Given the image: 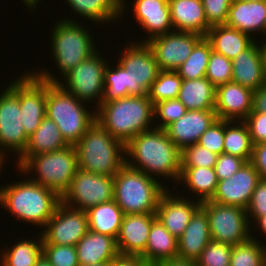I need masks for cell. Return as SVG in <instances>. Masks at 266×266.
I'll list each match as a JSON object with an SVG mask.
<instances>
[{"label":"cell","instance_id":"1","mask_svg":"<svg viewBox=\"0 0 266 266\" xmlns=\"http://www.w3.org/2000/svg\"><path fill=\"white\" fill-rule=\"evenodd\" d=\"M125 163L157 180L164 177L177 184L181 175V150L164 129L153 127L125 145Z\"/></svg>","mask_w":266,"mask_h":266},{"label":"cell","instance_id":"2","mask_svg":"<svg viewBox=\"0 0 266 266\" xmlns=\"http://www.w3.org/2000/svg\"><path fill=\"white\" fill-rule=\"evenodd\" d=\"M95 110L96 121L124 145L138 134L155 127L154 104L148 95H129L102 102Z\"/></svg>","mask_w":266,"mask_h":266},{"label":"cell","instance_id":"3","mask_svg":"<svg viewBox=\"0 0 266 266\" xmlns=\"http://www.w3.org/2000/svg\"><path fill=\"white\" fill-rule=\"evenodd\" d=\"M25 177L20 182L0 187V205L19 221L42 229L54 215L61 197L48 187Z\"/></svg>","mask_w":266,"mask_h":266},{"label":"cell","instance_id":"4","mask_svg":"<svg viewBox=\"0 0 266 266\" xmlns=\"http://www.w3.org/2000/svg\"><path fill=\"white\" fill-rule=\"evenodd\" d=\"M166 187L162 181L125 163L114 176L113 200L124 215L156 213Z\"/></svg>","mask_w":266,"mask_h":266},{"label":"cell","instance_id":"5","mask_svg":"<svg viewBox=\"0 0 266 266\" xmlns=\"http://www.w3.org/2000/svg\"><path fill=\"white\" fill-rule=\"evenodd\" d=\"M74 147L78 168L84 171L114 177L125 164V145L97 121Z\"/></svg>","mask_w":266,"mask_h":266},{"label":"cell","instance_id":"6","mask_svg":"<svg viewBox=\"0 0 266 266\" xmlns=\"http://www.w3.org/2000/svg\"><path fill=\"white\" fill-rule=\"evenodd\" d=\"M62 88L46 82V116L53 120L65 141L75 145L96 121V110Z\"/></svg>","mask_w":266,"mask_h":266},{"label":"cell","instance_id":"7","mask_svg":"<svg viewBox=\"0 0 266 266\" xmlns=\"http://www.w3.org/2000/svg\"><path fill=\"white\" fill-rule=\"evenodd\" d=\"M63 18L61 20L59 18L50 31L52 52L50 57L54 58L61 78L98 49L93 42L92 31L87 30L89 27L71 17L63 16Z\"/></svg>","mask_w":266,"mask_h":266},{"label":"cell","instance_id":"8","mask_svg":"<svg viewBox=\"0 0 266 266\" xmlns=\"http://www.w3.org/2000/svg\"><path fill=\"white\" fill-rule=\"evenodd\" d=\"M99 52L101 51L97 50L93 55L70 70L63 76L64 78L61 79V81L64 80L63 82H61L60 78L56 77L50 69L48 72L44 68L42 71L40 69L37 72L32 69L30 72L47 83H58L62 88L79 100L86 103L89 102L88 105H90L91 102H96V105L93 106V109H96L102 103L105 69L108 65V62L102 58L103 56L102 54L100 55Z\"/></svg>","mask_w":266,"mask_h":266},{"label":"cell","instance_id":"9","mask_svg":"<svg viewBox=\"0 0 266 266\" xmlns=\"http://www.w3.org/2000/svg\"><path fill=\"white\" fill-rule=\"evenodd\" d=\"M18 169L23 176L35 172L36 175L32 174L33 177L29 178L31 181L48 187L62 197L78 170L77 152L74 145H68L57 151L30 156Z\"/></svg>","mask_w":266,"mask_h":266},{"label":"cell","instance_id":"10","mask_svg":"<svg viewBox=\"0 0 266 266\" xmlns=\"http://www.w3.org/2000/svg\"><path fill=\"white\" fill-rule=\"evenodd\" d=\"M28 139L22 124L19 75L0 93V157L6 162V155L15 151L18 158Z\"/></svg>","mask_w":266,"mask_h":266},{"label":"cell","instance_id":"11","mask_svg":"<svg viewBox=\"0 0 266 266\" xmlns=\"http://www.w3.org/2000/svg\"><path fill=\"white\" fill-rule=\"evenodd\" d=\"M201 208L206 212L210 237L212 241L237 245L251 237L252 229L248 222L247 211L244 208L223 205L213 201L201 203Z\"/></svg>","mask_w":266,"mask_h":266},{"label":"cell","instance_id":"12","mask_svg":"<svg viewBox=\"0 0 266 266\" xmlns=\"http://www.w3.org/2000/svg\"><path fill=\"white\" fill-rule=\"evenodd\" d=\"M118 56L119 63L128 72V96H146L159 73V66L146 42L127 43Z\"/></svg>","mask_w":266,"mask_h":266},{"label":"cell","instance_id":"13","mask_svg":"<svg viewBox=\"0 0 266 266\" xmlns=\"http://www.w3.org/2000/svg\"><path fill=\"white\" fill-rule=\"evenodd\" d=\"M113 198L114 177L94 174L78 168L61 201L69 207L87 211L100 203L112 201Z\"/></svg>","mask_w":266,"mask_h":266},{"label":"cell","instance_id":"14","mask_svg":"<svg viewBox=\"0 0 266 266\" xmlns=\"http://www.w3.org/2000/svg\"><path fill=\"white\" fill-rule=\"evenodd\" d=\"M88 230L86 211L69 207L61 201L40 233L43 244L76 246Z\"/></svg>","mask_w":266,"mask_h":266},{"label":"cell","instance_id":"15","mask_svg":"<svg viewBox=\"0 0 266 266\" xmlns=\"http://www.w3.org/2000/svg\"><path fill=\"white\" fill-rule=\"evenodd\" d=\"M203 38L196 33L173 30L155 36L146 43L154 54L159 70L176 71Z\"/></svg>","mask_w":266,"mask_h":266},{"label":"cell","instance_id":"16","mask_svg":"<svg viewBox=\"0 0 266 266\" xmlns=\"http://www.w3.org/2000/svg\"><path fill=\"white\" fill-rule=\"evenodd\" d=\"M20 75V108L25 133L30 137L46 116V82L29 72Z\"/></svg>","mask_w":266,"mask_h":266},{"label":"cell","instance_id":"17","mask_svg":"<svg viewBox=\"0 0 266 266\" xmlns=\"http://www.w3.org/2000/svg\"><path fill=\"white\" fill-rule=\"evenodd\" d=\"M260 179L255 167L246 162L230 178L218 182L216 192L210 201L247 209Z\"/></svg>","mask_w":266,"mask_h":266},{"label":"cell","instance_id":"18","mask_svg":"<svg viewBox=\"0 0 266 266\" xmlns=\"http://www.w3.org/2000/svg\"><path fill=\"white\" fill-rule=\"evenodd\" d=\"M173 193L169 188L162 194L156 217L164 227L178 239L190 223L191 217L201 207V202ZM189 199V200H188Z\"/></svg>","mask_w":266,"mask_h":266},{"label":"cell","instance_id":"19","mask_svg":"<svg viewBox=\"0 0 266 266\" xmlns=\"http://www.w3.org/2000/svg\"><path fill=\"white\" fill-rule=\"evenodd\" d=\"M253 92L233 81L218 86L214 109L217 118L243 121L252 111Z\"/></svg>","mask_w":266,"mask_h":266},{"label":"cell","instance_id":"20","mask_svg":"<svg viewBox=\"0 0 266 266\" xmlns=\"http://www.w3.org/2000/svg\"><path fill=\"white\" fill-rule=\"evenodd\" d=\"M132 5L135 21L149 35L142 38V41L139 39L133 41L146 42L155 36L174 30L168 0H134Z\"/></svg>","mask_w":266,"mask_h":266},{"label":"cell","instance_id":"21","mask_svg":"<svg viewBox=\"0 0 266 266\" xmlns=\"http://www.w3.org/2000/svg\"><path fill=\"white\" fill-rule=\"evenodd\" d=\"M155 213L124 215L116 238L120 255L141 256L146 249Z\"/></svg>","mask_w":266,"mask_h":266},{"label":"cell","instance_id":"22","mask_svg":"<svg viewBox=\"0 0 266 266\" xmlns=\"http://www.w3.org/2000/svg\"><path fill=\"white\" fill-rule=\"evenodd\" d=\"M214 110H187L165 131L169 138L182 151L185 147L198 142L200 136L217 120Z\"/></svg>","mask_w":266,"mask_h":266},{"label":"cell","instance_id":"23","mask_svg":"<svg viewBox=\"0 0 266 266\" xmlns=\"http://www.w3.org/2000/svg\"><path fill=\"white\" fill-rule=\"evenodd\" d=\"M225 25L254 36L266 35V1L232 0ZM258 32V33H257Z\"/></svg>","mask_w":266,"mask_h":266},{"label":"cell","instance_id":"24","mask_svg":"<svg viewBox=\"0 0 266 266\" xmlns=\"http://www.w3.org/2000/svg\"><path fill=\"white\" fill-rule=\"evenodd\" d=\"M177 241V259L196 262L211 241L209 220L201 207L191 217L190 223Z\"/></svg>","mask_w":266,"mask_h":266},{"label":"cell","instance_id":"25","mask_svg":"<svg viewBox=\"0 0 266 266\" xmlns=\"http://www.w3.org/2000/svg\"><path fill=\"white\" fill-rule=\"evenodd\" d=\"M232 81L257 90L266 82L258 40L253 42L232 60Z\"/></svg>","mask_w":266,"mask_h":266},{"label":"cell","instance_id":"26","mask_svg":"<svg viewBox=\"0 0 266 266\" xmlns=\"http://www.w3.org/2000/svg\"><path fill=\"white\" fill-rule=\"evenodd\" d=\"M168 3L175 31L206 35L211 26L207 22L202 0H168Z\"/></svg>","mask_w":266,"mask_h":266},{"label":"cell","instance_id":"27","mask_svg":"<svg viewBox=\"0 0 266 266\" xmlns=\"http://www.w3.org/2000/svg\"><path fill=\"white\" fill-rule=\"evenodd\" d=\"M78 263L88 264L111 263L118 257L116 238L88 230L76 244Z\"/></svg>","mask_w":266,"mask_h":266},{"label":"cell","instance_id":"28","mask_svg":"<svg viewBox=\"0 0 266 266\" xmlns=\"http://www.w3.org/2000/svg\"><path fill=\"white\" fill-rule=\"evenodd\" d=\"M68 145L57 124L45 116L40 126L29 137L27 146L24 152L17 158L15 167H17L18 170L30 156L57 151Z\"/></svg>","mask_w":266,"mask_h":266},{"label":"cell","instance_id":"29","mask_svg":"<svg viewBox=\"0 0 266 266\" xmlns=\"http://www.w3.org/2000/svg\"><path fill=\"white\" fill-rule=\"evenodd\" d=\"M204 37L212 51L231 60L256 41L251 35L225 24L211 26Z\"/></svg>","mask_w":266,"mask_h":266},{"label":"cell","instance_id":"30","mask_svg":"<svg viewBox=\"0 0 266 266\" xmlns=\"http://www.w3.org/2000/svg\"><path fill=\"white\" fill-rule=\"evenodd\" d=\"M178 241L155 217L152 220L145 252L140 256L150 266L160 262L177 259Z\"/></svg>","mask_w":266,"mask_h":266},{"label":"cell","instance_id":"31","mask_svg":"<svg viewBox=\"0 0 266 266\" xmlns=\"http://www.w3.org/2000/svg\"><path fill=\"white\" fill-rule=\"evenodd\" d=\"M187 110H214L216 87L206 77L182 81L177 97Z\"/></svg>","mask_w":266,"mask_h":266},{"label":"cell","instance_id":"32","mask_svg":"<svg viewBox=\"0 0 266 266\" xmlns=\"http://www.w3.org/2000/svg\"><path fill=\"white\" fill-rule=\"evenodd\" d=\"M69 9L76 12L78 17L86 18L91 23L111 24L119 18L121 19V3L118 0H65Z\"/></svg>","mask_w":266,"mask_h":266},{"label":"cell","instance_id":"33","mask_svg":"<svg viewBox=\"0 0 266 266\" xmlns=\"http://www.w3.org/2000/svg\"><path fill=\"white\" fill-rule=\"evenodd\" d=\"M86 214L89 230L117 238L124 213L114 200L91 207Z\"/></svg>","mask_w":266,"mask_h":266},{"label":"cell","instance_id":"34","mask_svg":"<svg viewBox=\"0 0 266 266\" xmlns=\"http://www.w3.org/2000/svg\"><path fill=\"white\" fill-rule=\"evenodd\" d=\"M218 182L214 168L195 167L181 168L178 184L185 185L186 190L188 188L190 192L192 191L191 196H197L195 199L202 203L213 198Z\"/></svg>","mask_w":266,"mask_h":266},{"label":"cell","instance_id":"35","mask_svg":"<svg viewBox=\"0 0 266 266\" xmlns=\"http://www.w3.org/2000/svg\"><path fill=\"white\" fill-rule=\"evenodd\" d=\"M37 238L36 240L22 238L10 246L11 248L8 246L3 248L0 266H35L42 256L43 247L42 234Z\"/></svg>","mask_w":266,"mask_h":266},{"label":"cell","instance_id":"36","mask_svg":"<svg viewBox=\"0 0 266 266\" xmlns=\"http://www.w3.org/2000/svg\"><path fill=\"white\" fill-rule=\"evenodd\" d=\"M253 143L248 126L244 121L224 120V150L223 153L238 156L250 162Z\"/></svg>","mask_w":266,"mask_h":266},{"label":"cell","instance_id":"37","mask_svg":"<svg viewBox=\"0 0 266 266\" xmlns=\"http://www.w3.org/2000/svg\"><path fill=\"white\" fill-rule=\"evenodd\" d=\"M252 234L245 242L232 245L229 266H265L266 246Z\"/></svg>","mask_w":266,"mask_h":266},{"label":"cell","instance_id":"38","mask_svg":"<svg viewBox=\"0 0 266 266\" xmlns=\"http://www.w3.org/2000/svg\"><path fill=\"white\" fill-rule=\"evenodd\" d=\"M211 51V45L204 37L176 72L184 80L205 77Z\"/></svg>","mask_w":266,"mask_h":266},{"label":"cell","instance_id":"39","mask_svg":"<svg viewBox=\"0 0 266 266\" xmlns=\"http://www.w3.org/2000/svg\"><path fill=\"white\" fill-rule=\"evenodd\" d=\"M183 79L176 71L160 70L156 80L147 92L153 104L160 101L177 99Z\"/></svg>","mask_w":266,"mask_h":266},{"label":"cell","instance_id":"40","mask_svg":"<svg viewBox=\"0 0 266 266\" xmlns=\"http://www.w3.org/2000/svg\"><path fill=\"white\" fill-rule=\"evenodd\" d=\"M116 65L113 67L108 64L105 69L102 102H109L128 96V72L119 63Z\"/></svg>","mask_w":266,"mask_h":266},{"label":"cell","instance_id":"41","mask_svg":"<svg viewBox=\"0 0 266 266\" xmlns=\"http://www.w3.org/2000/svg\"><path fill=\"white\" fill-rule=\"evenodd\" d=\"M232 61L224 55L211 51L206 70V78L217 88L232 81Z\"/></svg>","mask_w":266,"mask_h":266},{"label":"cell","instance_id":"42","mask_svg":"<svg viewBox=\"0 0 266 266\" xmlns=\"http://www.w3.org/2000/svg\"><path fill=\"white\" fill-rule=\"evenodd\" d=\"M218 155L195 143L181 151V168H214Z\"/></svg>","mask_w":266,"mask_h":266},{"label":"cell","instance_id":"43","mask_svg":"<svg viewBox=\"0 0 266 266\" xmlns=\"http://www.w3.org/2000/svg\"><path fill=\"white\" fill-rule=\"evenodd\" d=\"M232 245L210 241L196 260L197 266H229Z\"/></svg>","mask_w":266,"mask_h":266},{"label":"cell","instance_id":"44","mask_svg":"<svg viewBox=\"0 0 266 266\" xmlns=\"http://www.w3.org/2000/svg\"><path fill=\"white\" fill-rule=\"evenodd\" d=\"M186 111L184 104L178 99L160 101L154 104V117H156L154 119L157 120L154 126L165 130L171 123L181 118Z\"/></svg>","mask_w":266,"mask_h":266},{"label":"cell","instance_id":"45","mask_svg":"<svg viewBox=\"0 0 266 266\" xmlns=\"http://www.w3.org/2000/svg\"><path fill=\"white\" fill-rule=\"evenodd\" d=\"M42 255L52 266H80L76 246L43 244Z\"/></svg>","mask_w":266,"mask_h":266},{"label":"cell","instance_id":"46","mask_svg":"<svg viewBox=\"0 0 266 266\" xmlns=\"http://www.w3.org/2000/svg\"><path fill=\"white\" fill-rule=\"evenodd\" d=\"M197 144L220 155L224 150V120L217 119L200 136Z\"/></svg>","mask_w":266,"mask_h":266},{"label":"cell","instance_id":"47","mask_svg":"<svg viewBox=\"0 0 266 266\" xmlns=\"http://www.w3.org/2000/svg\"><path fill=\"white\" fill-rule=\"evenodd\" d=\"M202 3L210 26L226 23L232 0H202Z\"/></svg>","mask_w":266,"mask_h":266},{"label":"cell","instance_id":"48","mask_svg":"<svg viewBox=\"0 0 266 266\" xmlns=\"http://www.w3.org/2000/svg\"><path fill=\"white\" fill-rule=\"evenodd\" d=\"M246 211L250 226L252 221L266 214V179L261 178L257 183Z\"/></svg>","mask_w":266,"mask_h":266},{"label":"cell","instance_id":"49","mask_svg":"<svg viewBox=\"0 0 266 266\" xmlns=\"http://www.w3.org/2000/svg\"><path fill=\"white\" fill-rule=\"evenodd\" d=\"M246 161L238 156L222 153L218 155L214 166L219 181L230 178Z\"/></svg>","mask_w":266,"mask_h":266},{"label":"cell","instance_id":"50","mask_svg":"<svg viewBox=\"0 0 266 266\" xmlns=\"http://www.w3.org/2000/svg\"><path fill=\"white\" fill-rule=\"evenodd\" d=\"M243 121L248 126L253 145L266 144V113L250 112Z\"/></svg>","mask_w":266,"mask_h":266},{"label":"cell","instance_id":"51","mask_svg":"<svg viewBox=\"0 0 266 266\" xmlns=\"http://www.w3.org/2000/svg\"><path fill=\"white\" fill-rule=\"evenodd\" d=\"M250 163L259 172L262 179H266V144L258 143L253 145Z\"/></svg>","mask_w":266,"mask_h":266},{"label":"cell","instance_id":"52","mask_svg":"<svg viewBox=\"0 0 266 266\" xmlns=\"http://www.w3.org/2000/svg\"><path fill=\"white\" fill-rule=\"evenodd\" d=\"M251 112L266 113V82L253 92Z\"/></svg>","mask_w":266,"mask_h":266},{"label":"cell","instance_id":"53","mask_svg":"<svg viewBox=\"0 0 266 266\" xmlns=\"http://www.w3.org/2000/svg\"><path fill=\"white\" fill-rule=\"evenodd\" d=\"M110 266H150L140 256L119 255L111 263Z\"/></svg>","mask_w":266,"mask_h":266},{"label":"cell","instance_id":"54","mask_svg":"<svg viewBox=\"0 0 266 266\" xmlns=\"http://www.w3.org/2000/svg\"><path fill=\"white\" fill-rule=\"evenodd\" d=\"M151 266H197L196 262L181 259H172L167 261H160Z\"/></svg>","mask_w":266,"mask_h":266},{"label":"cell","instance_id":"55","mask_svg":"<svg viewBox=\"0 0 266 266\" xmlns=\"http://www.w3.org/2000/svg\"><path fill=\"white\" fill-rule=\"evenodd\" d=\"M262 41L263 42L260 41L258 45H259V50H260V53H261L264 74L266 76V38L264 37V39Z\"/></svg>","mask_w":266,"mask_h":266},{"label":"cell","instance_id":"56","mask_svg":"<svg viewBox=\"0 0 266 266\" xmlns=\"http://www.w3.org/2000/svg\"><path fill=\"white\" fill-rule=\"evenodd\" d=\"M254 221L255 222H252L253 224L256 223L254 226H257L260 231L262 230L263 236H266V214L256 218Z\"/></svg>","mask_w":266,"mask_h":266},{"label":"cell","instance_id":"57","mask_svg":"<svg viewBox=\"0 0 266 266\" xmlns=\"http://www.w3.org/2000/svg\"><path fill=\"white\" fill-rule=\"evenodd\" d=\"M23 4H25L24 6H26L29 11L32 13L33 10L38 7L39 3L41 2V0H22Z\"/></svg>","mask_w":266,"mask_h":266},{"label":"cell","instance_id":"58","mask_svg":"<svg viewBox=\"0 0 266 266\" xmlns=\"http://www.w3.org/2000/svg\"><path fill=\"white\" fill-rule=\"evenodd\" d=\"M35 266H52L42 255L41 258L38 260V262L35 264Z\"/></svg>","mask_w":266,"mask_h":266},{"label":"cell","instance_id":"59","mask_svg":"<svg viewBox=\"0 0 266 266\" xmlns=\"http://www.w3.org/2000/svg\"><path fill=\"white\" fill-rule=\"evenodd\" d=\"M118 1L121 3V18H122V15L125 14L124 11H126V9H127L126 8L127 0L126 1L125 0H118Z\"/></svg>","mask_w":266,"mask_h":266},{"label":"cell","instance_id":"60","mask_svg":"<svg viewBox=\"0 0 266 266\" xmlns=\"http://www.w3.org/2000/svg\"><path fill=\"white\" fill-rule=\"evenodd\" d=\"M83 266H110V263H101V264H88Z\"/></svg>","mask_w":266,"mask_h":266},{"label":"cell","instance_id":"61","mask_svg":"<svg viewBox=\"0 0 266 266\" xmlns=\"http://www.w3.org/2000/svg\"><path fill=\"white\" fill-rule=\"evenodd\" d=\"M5 163H7V162H5L1 157H0V171H2L3 169H4V165H5ZM3 168V169H2ZM0 174H1V172H0Z\"/></svg>","mask_w":266,"mask_h":266},{"label":"cell","instance_id":"62","mask_svg":"<svg viewBox=\"0 0 266 266\" xmlns=\"http://www.w3.org/2000/svg\"><path fill=\"white\" fill-rule=\"evenodd\" d=\"M236 1H245V2H250V1H266V0H236Z\"/></svg>","mask_w":266,"mask_h":266}]
</instances>
